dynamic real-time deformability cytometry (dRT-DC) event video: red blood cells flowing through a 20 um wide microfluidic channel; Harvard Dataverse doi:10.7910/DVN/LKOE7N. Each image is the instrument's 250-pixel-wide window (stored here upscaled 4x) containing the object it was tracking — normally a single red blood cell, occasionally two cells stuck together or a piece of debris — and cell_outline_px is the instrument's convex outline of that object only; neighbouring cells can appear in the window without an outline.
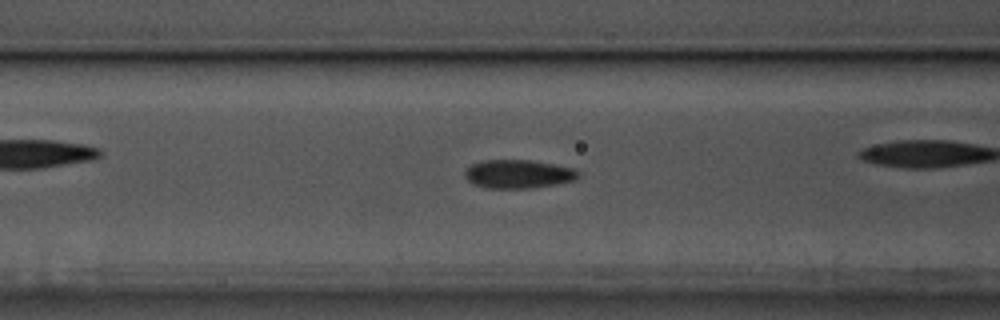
{"species": "common noctule bat (a hibernating species)", "species_latin": "Nyctalus noctula", "temperature_condition": "cold", "stored_images_in_passage": 36, "camera_frame_rate_fps": 3000, "um_per_image_px": 0.085, "animal": {"sex": "male", "body_mass_g": 17.5, "forearm_length_mm": 52.3}, "frame": {"image": 1, "passage_image": 6, "time_ms": 1.667, "image_size_px": [1000, 320], "cell_outline_px": [[580, 176], [576, 180], [536, 188], [484, 188], [472, 184], [464, 176], [464, 168], [472, 164], [484, 160], [532, 160], [556, 164], [576, 168], [580, 172]], "centroid_in_image_um": [44.07, 14.79], "position_along_channel_um": 122.5, "area_um2": 19.36}, "authors_computed_cell_mechanics": {"area_um2": 17.8313, "velocity_mm_per_s": 3.5839, "shape_relaxation_time_tau1_ms": null, "shape_relaxation_time_tau2_ms": 3.5975, "deformation_change_tau1": null, "deformation_change_tau2": 0.0826}}